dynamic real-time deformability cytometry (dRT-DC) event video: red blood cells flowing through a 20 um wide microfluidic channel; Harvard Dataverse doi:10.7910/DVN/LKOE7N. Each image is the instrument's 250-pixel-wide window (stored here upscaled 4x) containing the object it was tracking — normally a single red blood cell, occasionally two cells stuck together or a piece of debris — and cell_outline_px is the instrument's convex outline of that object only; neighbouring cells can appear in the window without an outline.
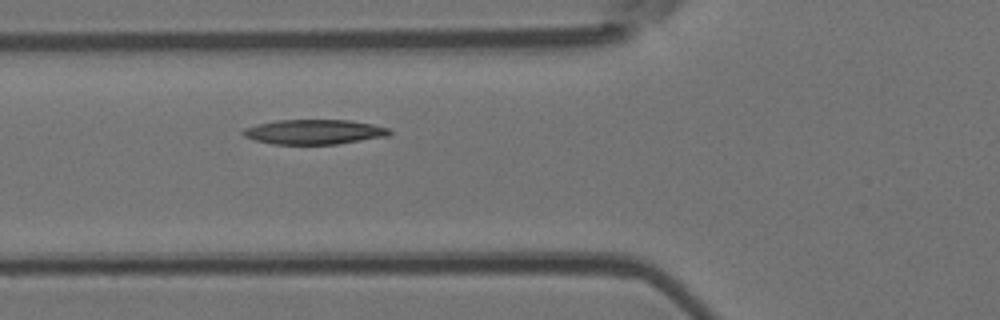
{"species": "Egyptian fruit bat (a non-hibernating species)", "species_latin": "Rousettus aegyptiacus", "temperature_condition": "room temperature", "stored_images_in_passage": 4, "camera_frame_rate_fps": 3000, "um_per_image_px": 0.085, "animal": {"sex": "female"}, "frame": {"image": 1, "passage_image": 3, "time_ms": 2.0, "image_size_px": [1000, 320], "cell_outline_px": [[392, 132], [388, 136], [336, 144], [272, 144], [256, 140], [244, 136], [240, 132], [244, 128], [276, 120], [348, 120], [372, 124], [388, 128]], "centroid_in_image_um": [26.7, 11.21], "position_along_channel_um": 99.1, "area_um2": 20.98}}